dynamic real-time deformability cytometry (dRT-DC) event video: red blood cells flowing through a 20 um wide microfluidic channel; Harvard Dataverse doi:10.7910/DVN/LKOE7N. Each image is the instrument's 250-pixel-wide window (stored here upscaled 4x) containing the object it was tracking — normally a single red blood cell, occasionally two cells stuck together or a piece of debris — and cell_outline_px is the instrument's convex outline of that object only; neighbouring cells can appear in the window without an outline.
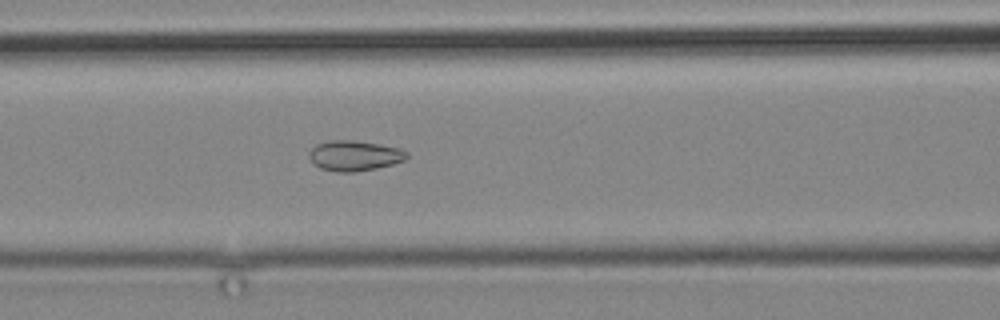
{"species": "common noctule bat (a hibernating species)", "species_latin": "Nyctalus noctula", "temperature_condition": "cold", "stored_images_in_passage": 11, "camera_frame_rate_fps": 3000, "um_per_image_px": 0.085, "animal": {"sex": "male", "body_mass_g": 19.2, "forearm_length_mm": 51.8}, "frame": {"image": 1, "passage_image": 11, "time_ms": 12.333, "image_size_px": [1000, 320], "cell_outline_px": [[408, 156], [404, 160], [392, 164], [376, 168], [352, 172], [340, 172], [320, 168], [308, 156], [308, 152], [316, 144], [332, 140], [352, 140], [400, 148], [408, 152]], "centroid_in_image_um": [30.12, 13.23], "position_along_channel_um": 136.5, "area_um2": 16.99}}